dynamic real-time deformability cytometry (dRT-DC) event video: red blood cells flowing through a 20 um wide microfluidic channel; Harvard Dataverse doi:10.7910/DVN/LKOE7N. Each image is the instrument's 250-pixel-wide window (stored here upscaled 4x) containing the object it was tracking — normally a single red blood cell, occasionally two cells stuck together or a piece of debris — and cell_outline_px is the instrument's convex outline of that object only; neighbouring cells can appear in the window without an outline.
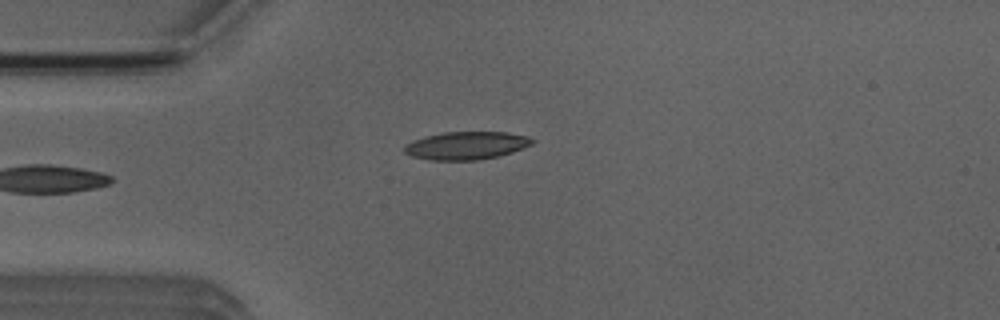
{"species": "Egyptian fruit bat (a non-hibernating species)", "species_latin": "Rousettus aegyptiacus", "temperature_condition": "room temperature", "stored_images_in_passage": 5, "camera_frame_rate_fps": 3000, "um_per_image_px": 0.085, "animal": {"sex": "male"}, "frame": {"image": 1, "passage_image": 5, "time_ms": 5.333, "image_size_px": [1000, 320], "cell_outline_px": [[536, 140], [532, 144], [512, 152], [496, 156], [476, 160], [428, 160], [412, 156], [404, 152], [404, 148], [412, 140], [424, 136], [444, 132], [508, 132], [528, 136]], "centroid_in_image_um": [39.64, 12.36], "position_along_channel_um": 45.4, "area_um2": 20.75}}